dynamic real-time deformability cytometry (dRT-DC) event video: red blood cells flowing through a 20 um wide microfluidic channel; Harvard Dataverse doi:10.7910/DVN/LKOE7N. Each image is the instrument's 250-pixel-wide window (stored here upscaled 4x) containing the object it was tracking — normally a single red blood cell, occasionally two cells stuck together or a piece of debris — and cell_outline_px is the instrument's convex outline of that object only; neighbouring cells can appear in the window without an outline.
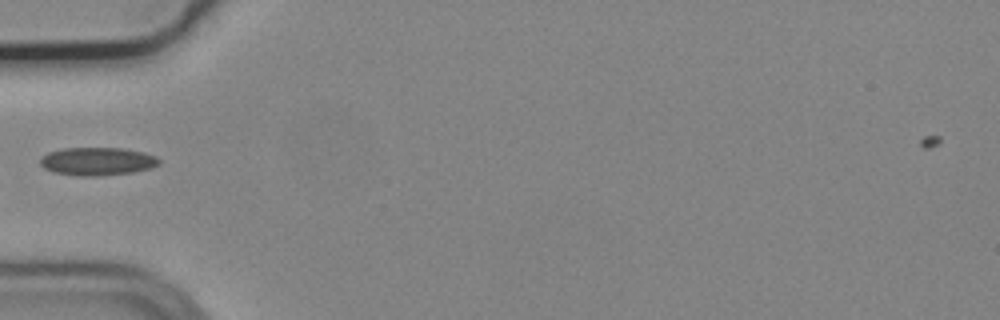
{"species": "common noctule bat (a hibernating species)", "species_latin": "Nyctalus noctula", "temperature_condition": "cold", "stored_images_in_passage": 33, "camera_frame_rate_fps": 3000, "um_per_image_px": 0.085, "animal": {"sex": "male", "body_mass_g": 19.2, "forearm_length_mm": 51.8}, "frame": {"image": 1, "passage_image": 1, "time_ms": 0.0, "image_size_px": [1000, 320], "cell_outline_px": [[160, 164], [152, 168], [132, 172], [96, 176], [80, 176], [52, 172], [44, 168], [40, 164], [40, 160], [48, 152], [64, 148], [124, 148], [144, 152], [156, 156], [160, 160]], "centroid_in_image_um": [8.3, 13.71], "position_along_channel_um": 76.7, "area_um2": 19.48}}